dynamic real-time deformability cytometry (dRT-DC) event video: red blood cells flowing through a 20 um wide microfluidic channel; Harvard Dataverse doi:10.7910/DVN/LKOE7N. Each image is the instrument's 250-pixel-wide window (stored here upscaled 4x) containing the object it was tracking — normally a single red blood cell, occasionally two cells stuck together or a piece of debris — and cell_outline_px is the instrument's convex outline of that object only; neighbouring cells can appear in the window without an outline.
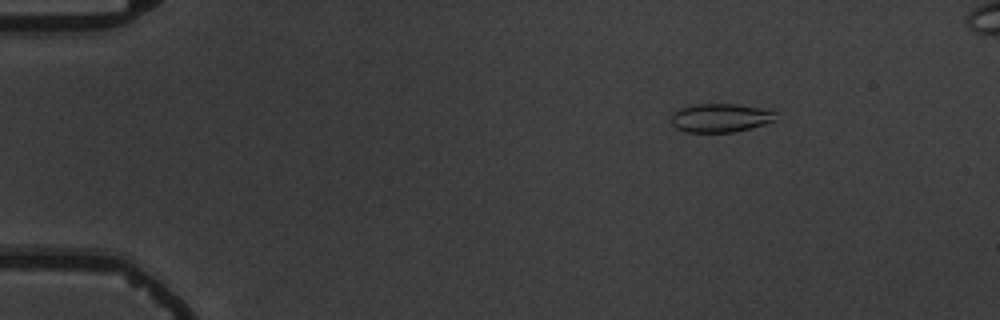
{"species": "common noctule bat (a hibernating species)", "species_latin": "Nyctalus noctula", "temperature_condition": "warm", "stored_images_in_passage": 4, "camera_frame_rate_fps": 3000, "um_per_image_px": 0.085, "animal": {"sex": "male", "body_mass_g": 19.5, "forearm_length_mm": 54.6}, "frame": {"image": 1, "passage_image": 1, "time_ms": 0.0, "image_size_px": [1000, 320], "cell_outline_px": [[776, 120], [764, 124], [732, 132], [688, 132], [676, 128], [672, 124], [672, 112], [680, 108], [696, 104], [736, 104], [772, 108], [776, 112]], "centroid_in_image_um": [61.29, 10.0], "position_along_channel_um": 23.7, "area_um2": 17.63}}
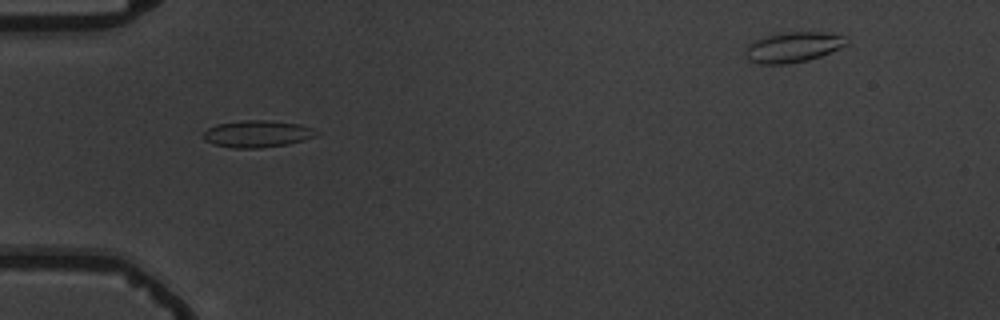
{"frame": {"image": 2, "passage_image": 4, "time_ms": 3.333, "image_size_px": [1000, 320], "cell_outline_px": [[320, 132], [316, 136], [304, 140], [288, 144], [260, 148], [232, 148], [212, 144], [204, 140], [204, 132], [208, 128], [216, 124], [244, 120], [264, 120], [300, 124], [312, 128]], "centroid_in_image_um": [21.87, 11.38], "position_along_channel_um": 63.1, "area_um2": 17.8}}